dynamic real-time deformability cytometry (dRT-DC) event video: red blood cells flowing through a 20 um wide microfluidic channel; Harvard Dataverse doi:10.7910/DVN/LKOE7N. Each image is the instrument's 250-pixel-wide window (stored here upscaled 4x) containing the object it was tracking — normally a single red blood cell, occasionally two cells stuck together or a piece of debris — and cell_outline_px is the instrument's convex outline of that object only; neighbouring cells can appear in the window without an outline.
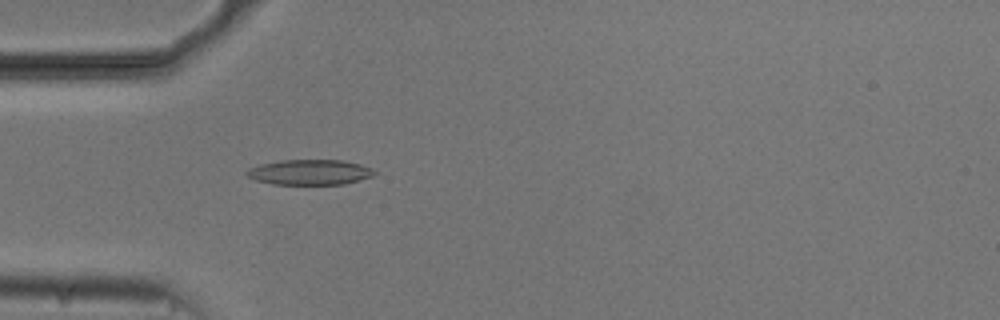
{"species": "common noctule bat (a hibernating species)", "species_latin": "Nyctalus noctula", "temperature_condition": "cold", "stored_images_in_passage": 54, "camera_frame_rate_fps": 3000, "um_per_image_px": 0.085, "animal": {"sex": "male", "body_mass_g": 20.5, "forearm_length_mm": 52.5}, "frame": {"image": 1, "passage_image": 16, "time_ms": 5.0, "image_size_px": [1000, 320], "cell_outline_px": [[376, 172], [372, 176], [360, 180], [344, 184], [272, 184], [256, 180], [248, 176], [244, 172], [248, 168], [260, 164], [280, 160], [344, 160], [360, 164], [372, 168]], "centroid_in_image_um": [26.32, 14.63], "position_along_channel_um": 58.7, "area_um2": 18.84}}
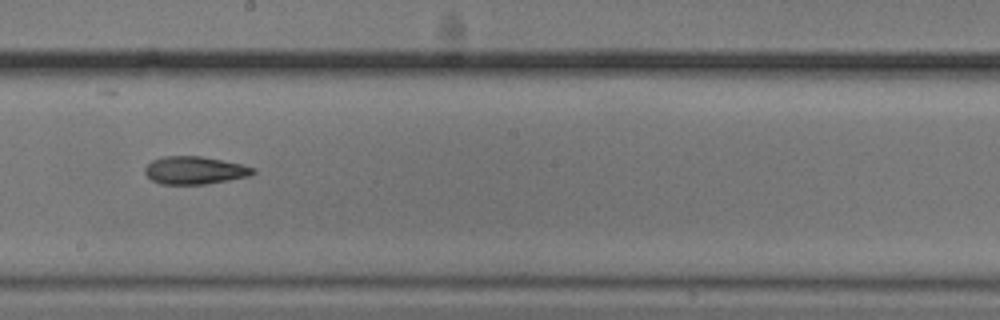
{"frame": {"image": 2, "passage_image": 30, "time_ms": 9.667, "image_size_px": [1000, 320], "cell_outline_px": [[256, 172], [252, 176], [204, 184], [160, 184], [152, 180], [144, 172], [144, 168], [152, 160], [164, 156], [200, 156], [240, 164], [256, 168]], "centroid_in_image_um": [16.56, 14.48], "position_along_channel_um": 231.6, "area_um2": 17.46}}
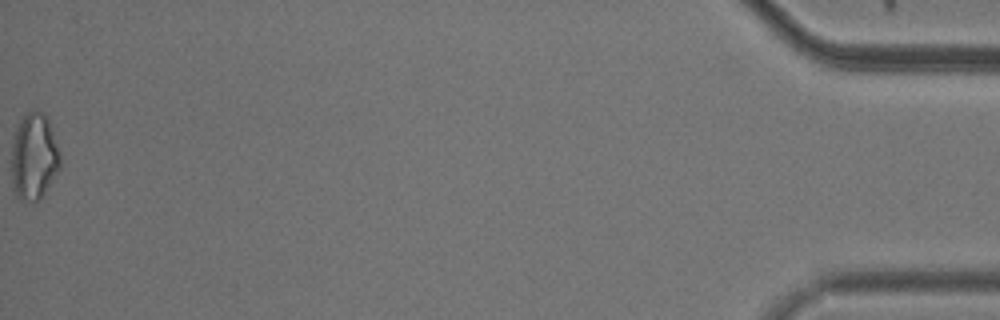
{"frame": {"image": 3, "passage_image": 54, "time_ms": 17.667, "image_size_px": [1000, 320], "cell_outline_px": [[60, 168], [40, 200], [36, 204], [28, 204], [20, 200], [12, 192], [12, 136], [16, 124], [32, 108], [36, 108], [44, 112], [48, 116], [60, 152]], "centroid_in_image_um": [2.88, 13.32], "position_along_channel_um": 432.3, "area_um2": 25.66}, "authors_computed_cell_mechanics": {"area_um2": 18.5827, "velocity_mm_per_s": 3.7561, "shape_relaxation_time_tau1_ms": null, "shape_relaxation_time_tau2_ms": 5.6603, "deformation_change_tau1": null, "deformation_change_tau2": 0.1543}}